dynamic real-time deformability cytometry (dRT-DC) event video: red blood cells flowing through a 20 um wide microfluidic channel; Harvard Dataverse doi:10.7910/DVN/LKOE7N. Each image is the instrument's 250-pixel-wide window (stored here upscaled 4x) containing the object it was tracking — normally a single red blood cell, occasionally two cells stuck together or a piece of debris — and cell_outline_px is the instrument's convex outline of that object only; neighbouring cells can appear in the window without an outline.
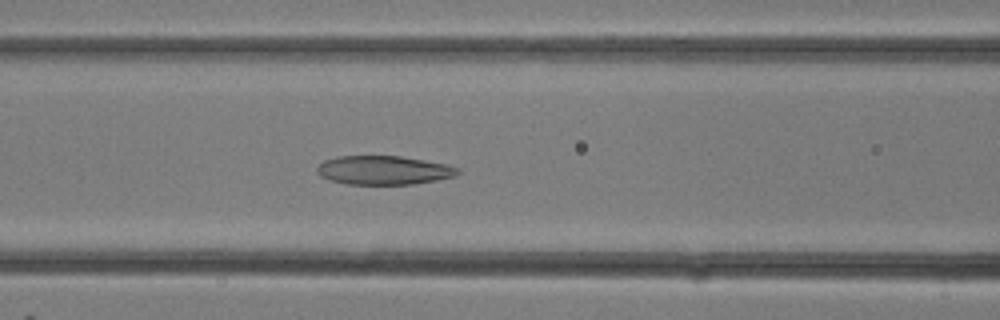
{"species": "common noctule bat (a hibernating species)", "species_latin": "Nyctalus noctula", "temperature_condition": "room temperature", "stored_images_in_passage": 16, "camera_frame_rate_fps": 3000, "um_per_image_px": 0.085, "animal": {"sex": "female"}, "frame": {"image": 1, "passage_image": 12, "time_ms": 3.667, "image_size_px": [1000, 320], "cell_outline_px": [[460, 172], [456, 176], [436, 180], [412, 184], [348, 184], [332, 180], [320, 176], [316, 172], [316, 168], [324, 160], [336, 156], [400, 156], [448, 164], [460, 168]], "centroid_in_image_um": [32.63, 14.46], "position_along_channel_um": 134.0, "area_um2": 23.7}}
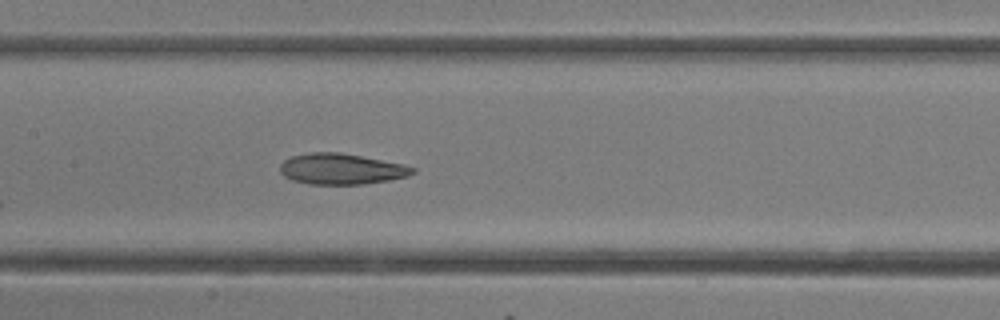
{"frame": {"image": 2, "passage_image": 14, "time_ms": 4.333, "image_size_px": [1000, 320], "cell_outline_px": [[416, 172], [408, 176], [388, 180], [364, 184], [308, 184], [292, 180], [284, 176], [280, 172], [280, 164], [284, 160], [292, 156], [308, 152], [340, 152], [404, 164], [416, 168]], "centroid_in_image_um": [29.01, 14.36], "position_along_channel_um": 178.4, "area_um2": 23.93}}
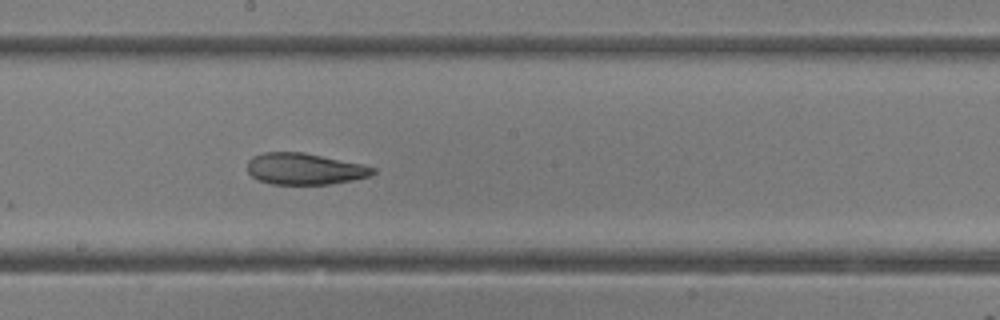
{"frame": {"image": 3, "passage_image": 16, "time_ms": 5.0, "image_size_px": [1000, 320], "cell_outline_px": [[376, 172], [368, 176], [352, 180], [328, 184], [272, 184], [260, 180], [252, 176], [248, 172], [248, 160], [252, 156], [264, 152], [304, 152], [364, 164], [376, 168]], "centroid_in_image_um": [25.9, 14.34], "position_along_channel_um": 222.3, "area_um2": 23.0}}